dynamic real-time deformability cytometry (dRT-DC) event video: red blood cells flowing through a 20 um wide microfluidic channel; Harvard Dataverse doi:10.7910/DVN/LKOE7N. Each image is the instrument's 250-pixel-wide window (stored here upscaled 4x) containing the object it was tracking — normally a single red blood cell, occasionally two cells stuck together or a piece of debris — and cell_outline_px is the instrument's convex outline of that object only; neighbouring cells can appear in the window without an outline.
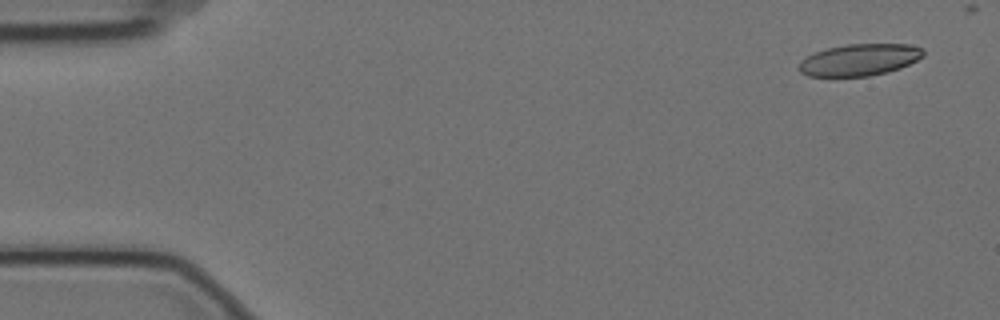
{"species": "Egyptian fruit bat (a non-hibernating species)", "species_latin": "Rousettus aegyptiacus", "temperature_condition": "cold", "stored_images_in_passage": 4, "camera_frame_rate_fps": 3000, "um_per_image_px": 0.085, "animal": {"sex": "female"}, "frame": {"image": 1, "passage_image": 1, "time_ms": 0.0, "image_size_px": [1000, 320], "cell_outline_px": [[924, 56], [900, 68], [888, 72], [868, 76], [808, 76], [800, 72], [796, 68], [800, 60], [812, 52], [828, 48], [848, 44], [912, 44], [920, 48], [924, 52]], "centroid_in_image_um": [73.0, 5.08], "position_along_channel_um": 12.0, "area_um2": 23.18}}
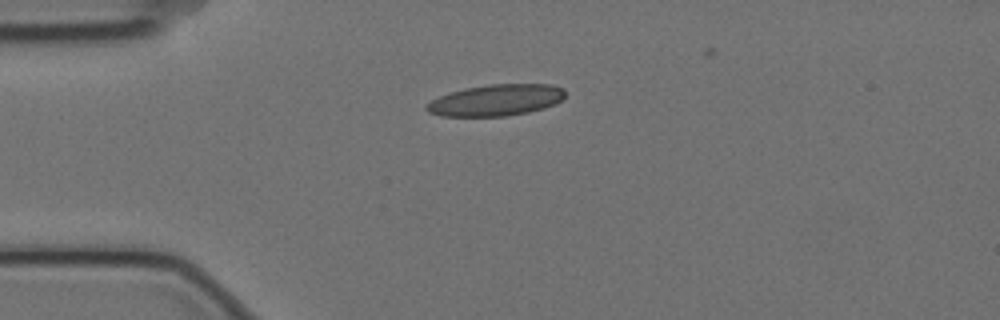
{"frame": {"image": 2, "passage_image": 3, "time_ms": 0.667, "image_size_px": [1000, 320], "cell_outline_px": [[564, 96], [556, 104], [544, 108], [528, 112], [504, 116], [440, 116], [428, 112], [424, 108], [424, 104], [448, 92], [464, 88], [488, 84], [552, 84], [564, 88]], "centroid_in_image_um": [42.13, 8.51], "position_along_channel_um": 42.9, "area_um2": 25.55}}